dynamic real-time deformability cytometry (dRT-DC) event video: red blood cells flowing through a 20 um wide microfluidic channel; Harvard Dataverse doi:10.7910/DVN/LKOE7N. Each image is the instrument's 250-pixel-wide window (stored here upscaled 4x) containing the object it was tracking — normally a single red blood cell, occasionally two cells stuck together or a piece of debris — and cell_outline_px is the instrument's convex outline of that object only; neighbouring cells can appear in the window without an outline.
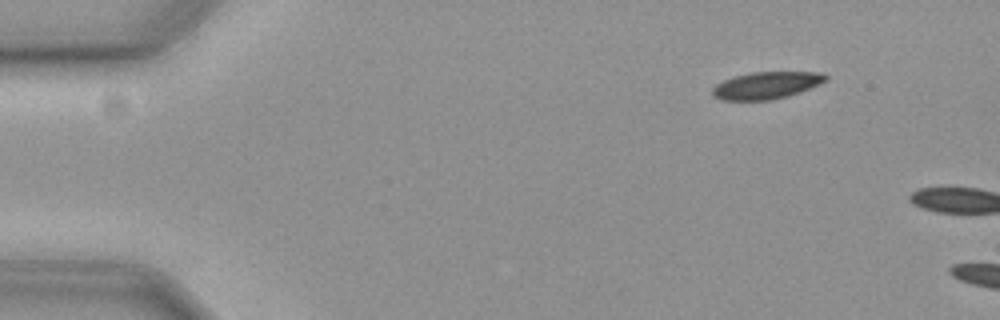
{"species": "common noctule bat (a hibernating species)", "species_latin": "Nyctalus noctula", "temperature_condition": "cold", "stored_images_in_passage": 3, "camera_frame_rate_fps": 3000, "um_per_image_px": 0.085, "animal": {"sex": "female", "body_mass_g": 19.3, "forearm_length_mm": 54.1}, "frame": {"image": 1, "passage_image": 1, "time_ms": 0.0, "image_size_px": [1000, 320], "cell_outline_px": [[828, 80], [820, 84], [800, 92], [768, 100], [724, 100], [712, 96], [712, 88], [716, 84], [724, 80], [736, 76], [752, 72], [820, 72], [828, 76]], "centroid_in_image_um": [65.15, 7.25], "position_along_channel_um": 19.9, "area_um2": 17.74}}